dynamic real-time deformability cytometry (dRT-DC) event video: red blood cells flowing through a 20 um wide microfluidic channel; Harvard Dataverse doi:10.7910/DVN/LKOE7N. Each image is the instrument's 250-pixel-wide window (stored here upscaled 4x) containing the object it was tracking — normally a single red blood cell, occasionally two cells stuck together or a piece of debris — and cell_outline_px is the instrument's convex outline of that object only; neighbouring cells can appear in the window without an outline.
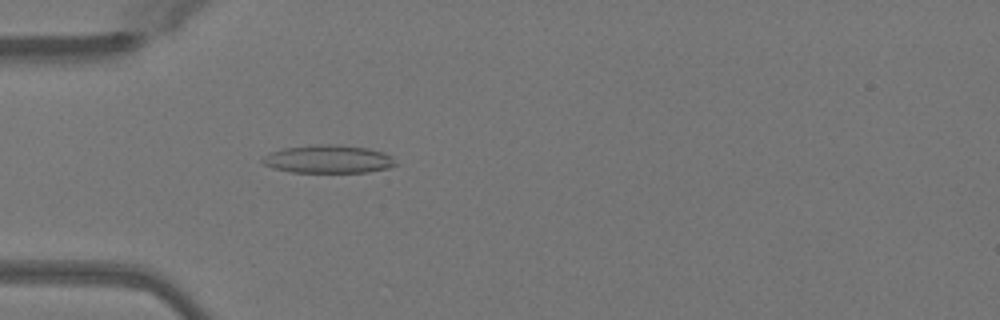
{"species": "Egyptian fruit bat (a non-hibernating species)", "species_latin": "Rousettus aegyptiacus", "temperature_condition": "warm", "stored_images_in_passage": 26, "camera_frame_rate_fps": 3000, "um_per_image_px": 0.085, "animal": {"sex": "female"}, "frame": {"image": 1, "passage_image": 14, "time_ms": 4.333, "image_size_px": [1000, 320], "cell_outline_px": [[396, 164], [388, 168], [368, 172], [292, 172], [272, 168], [264, 164], [260, 160], [264, 156], [272, 152], [284, 148], [316, 144], [332, 144], [368, 148], [384, 152], [392, 156]], "centroid_in_image_um": [27.9, 13.52], "position_along_channel_um": 57.1, "area_um2": 21.73}}
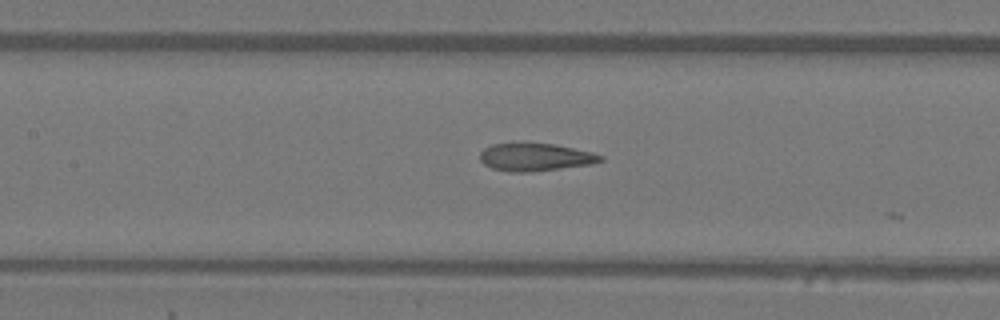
{"frame": {"image": 2, "passage_image": 22, "time_ms": 7.0, "image_size_px": [1000, 320], "cell_outline_px": [[604, 160], [592, 164], [528, 172], [508, 172], [492, 168], [484, 164], [480, 160], [480, 152], [484, 148], [492, 144], [556, 144], [592, 152], [604, 156]], "centroid_in_image_um": [45.51, 13.36], "position_along_channel_um": 161.9, "area_um2": 19.31}}
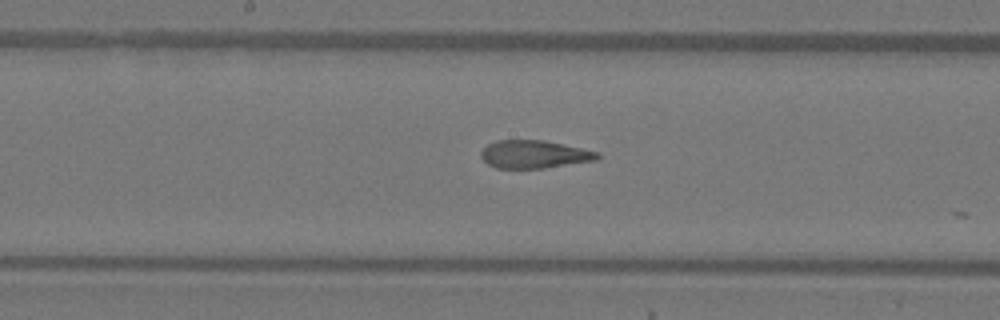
{"frame": {"image": 3, "passage_image": 25, "time_ms": 8.0, "image_size_px": [1000, 320], "cell_outline_px": [[600, 156], [596, 160], [544, 168], [496, 168], [488, 164], [480, 156], [480, 152], [488, 144], [496, 140], [544, 140], [600, 152]], "centroid_in_image_um": [45.4, 13.11], "position_along_channel_um": 202.8, "area_um2": 18.9}}